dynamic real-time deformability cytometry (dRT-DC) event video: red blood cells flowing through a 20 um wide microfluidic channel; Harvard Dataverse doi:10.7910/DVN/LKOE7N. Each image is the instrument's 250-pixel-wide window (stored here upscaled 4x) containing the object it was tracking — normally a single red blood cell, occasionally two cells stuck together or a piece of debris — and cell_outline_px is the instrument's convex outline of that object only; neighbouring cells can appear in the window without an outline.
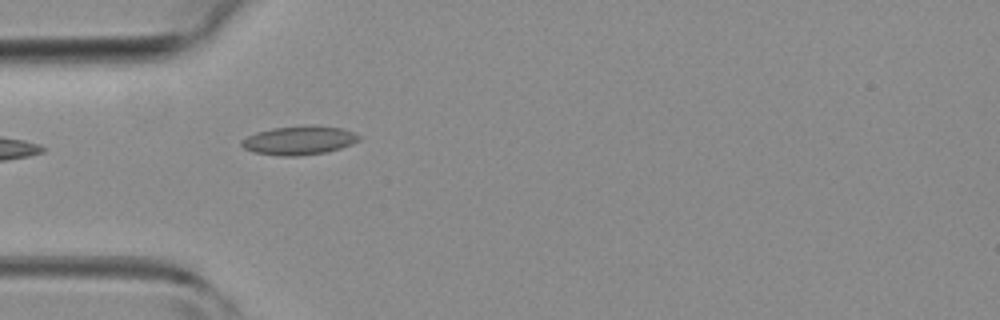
{"species": "common noctule bat (a hibernating species)", "species_latin": "Nyctalus noctula", "temperature_condition": "room temperature", "stored_images_in_passage": 2, "camera_frame_rate_fps": 3000, "um_per_image_px": 0.085, "animal": {"sex": "female", "body_mass_g": 19.3, "forearm_length_mm": 54.1}, "frame": {"image": 1, "passage_image": 1, "time_ms": 0.0, "image_size_px": [1000, 320], "cell_outline_px": [[364, 136], [360, 140], [352, 144], [340, 148], [324, 152], [300, 156], [280, 156], [252, 152], [244, 148], [240, 144], [240, 140], [256, 132], [272, 128], [312, 124], [340, 128]], "centroid_in_image_um": [25.42, 11.92], "position_along_channel_um": 59.6, "area_um2": 19.94}}
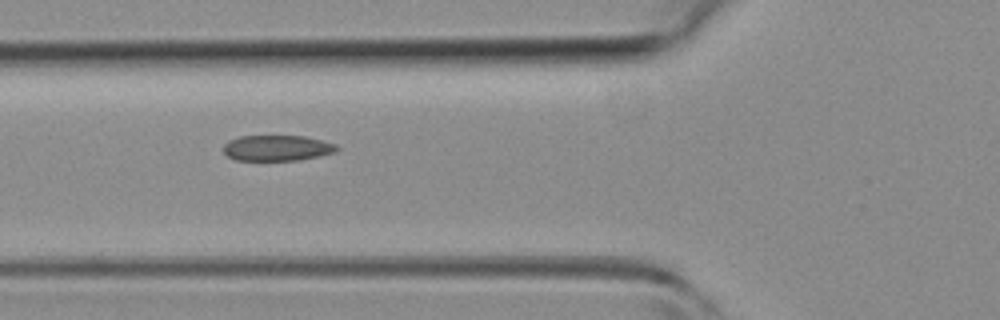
{"frame": {"image": 2, "passage_image": 2, "time_ms": 1.0, "image_size_px": [1000, 320], "cell_outline_px": [[340, 148], [336, 152], [320, 156], [300, 160], [236, 160], [228, 156], [224, 152], [224, 144], [228, 140], [240, 136], [304, 136], [336, 144]], "centroid_in_image_um": [23.57, 12.58], "position_along_channel_um": 102.2, "area_um2": 16.99}}